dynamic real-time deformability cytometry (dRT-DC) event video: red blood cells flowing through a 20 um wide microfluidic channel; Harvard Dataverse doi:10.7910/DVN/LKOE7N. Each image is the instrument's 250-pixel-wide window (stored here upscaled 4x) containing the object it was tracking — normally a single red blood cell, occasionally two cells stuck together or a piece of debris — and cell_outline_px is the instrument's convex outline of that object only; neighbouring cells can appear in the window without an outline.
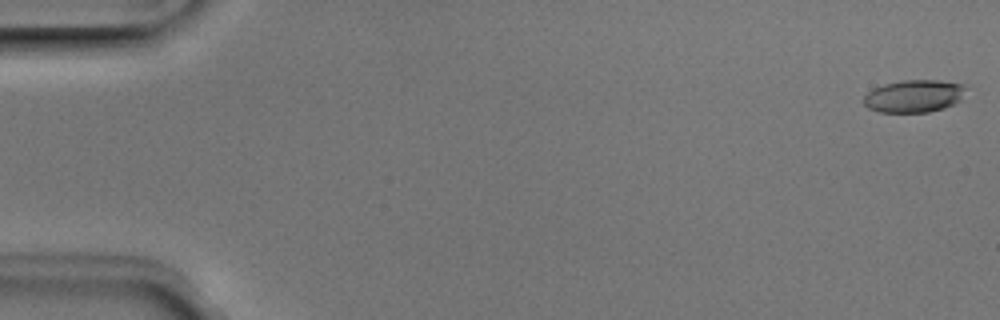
{"species": "Egyptian fruit bat (a non-hibernating species)", "species_latin": "Rousettus aegyptiacus", "temperature_condition": "room temperature", "stored_images_in_passage": 51, "camera_frame_rate_fps": 3000, "um_per_image_px": 0.085, "animal": {"sex": "male"}, "frame": {"image": 1, "passage_image": 1, "time_ms": 0.0, "image_size_px": [1000, 320], "cell_outline_px": [[964, 88], [960, 100], [956, 104], [944, 108], [928, 112], [880, 112], [868, 108], [864, 104], [864, 96], [868, 92], [884, 84], [900, 80], [940, 80], [964, 84]], "centroid_in_image_um": [77.69, 8.17], "position_along_channel_um": 7.3, "area_um2": 19.31}}
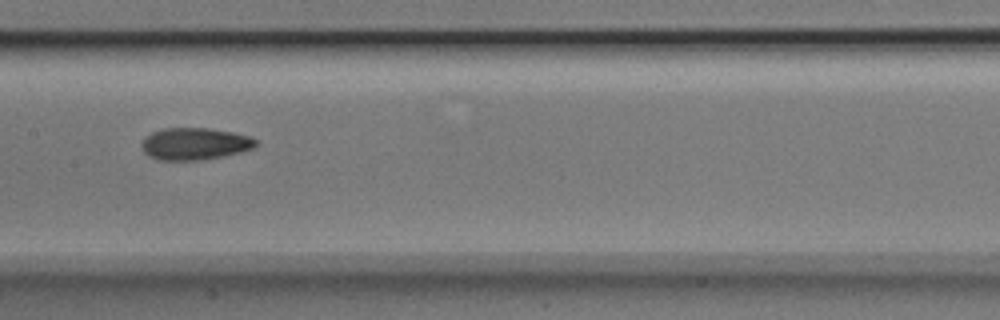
{"frame": {"image": 2, "passage_image": 26, "time_ms": 8.333, "image_size_px": [1000, 320], "cell_outline_px": [[260, 144], [252, 148], [240, 152], [200, 160], [160, 160], [148, 156], [144, 152], [140, 144], [144, 136], [152, 132], [164, 128], [208, 128], [232, 132], [252, 136]], "centroid_in_image_um": [16.53, 12.21], "position_along_channel_um": 190.9, "area_um2": 21.44}}
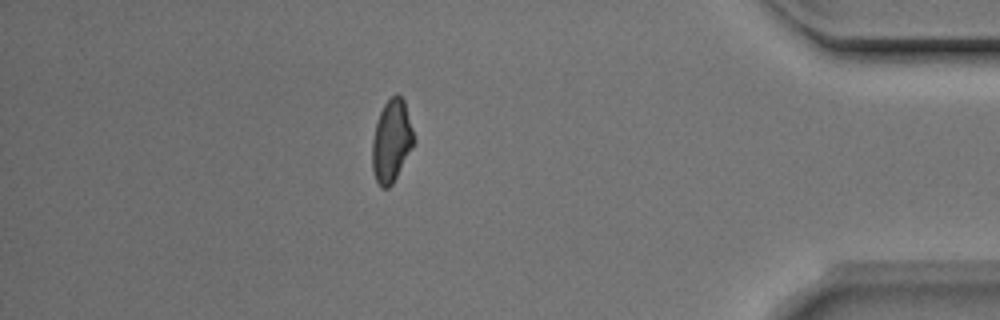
{"frame": {"image": 3, "passage_image": 45, "time_ms": 14.667, "image_size_px": [1000, 320], "cell_outline_px": [[416, 140], [412, 148], [392, 184], [388, 188], [380, 188], [376, 180], [372, 168], [372, 140], [376, 124], [380, 112], [384, 104], [396, 92], [400, 92], [404, 100]], "centroid_in_image_um": [33.28, 11.96], "position_along_channel_um": 401.9, "area_um2": 20.06}, "authors_computed_cell_mechanics": {"area_um2": 20.2878, "velocity_mm_per_s": 3.9737, "shape_relaxation_time_tau1_ms": 6.2039, "shape_relaxation_time_tau2_ms": 2.8392, "deformation_change_tau1": 0.1677, "deformation_change_tau2": 0.0908}}